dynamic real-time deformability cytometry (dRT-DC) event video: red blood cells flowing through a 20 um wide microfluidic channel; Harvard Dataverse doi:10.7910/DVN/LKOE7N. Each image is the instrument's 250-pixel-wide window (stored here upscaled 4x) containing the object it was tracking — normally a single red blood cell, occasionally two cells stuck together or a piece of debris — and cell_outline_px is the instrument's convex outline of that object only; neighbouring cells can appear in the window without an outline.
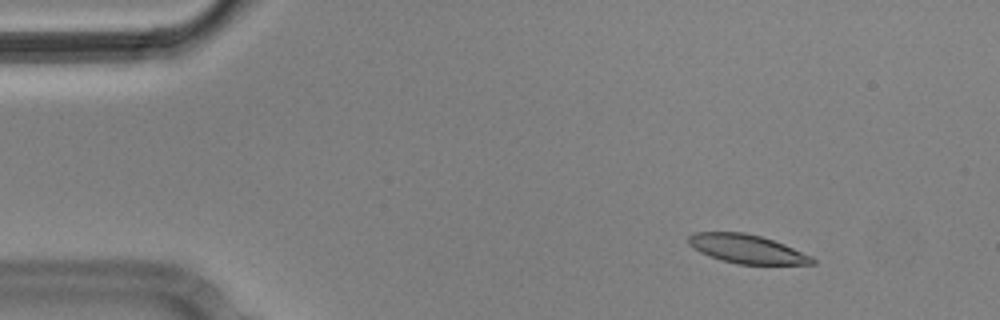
{"species": "Egyptian fruit bat (a non-hibernating species)", "species_latin": "Rousettus aegyptiacus", "temperature_condition": "cold", "stored_images_in_passage": 5, "camera_frame_rate_fps": 3000, "um_per_image_px": 0.085, "animal": {"sex": "male"}, "frame": {"image": 1, "passage_image": 2, "time_ms": 0.333, "image_size_px": [1000, 320], "cell_outline_px": [[816, 264], [736, 264], [720, 260], [708, 256], [700, 252], [688, 244], [688, 236], [692, 232], [744, 232], [760, 236], [784, 244], [812, 256], [816, 260]], "centroid_in_image_um": [63.46, 21.16], "position_along_channel_um": 21.5, "area_um2": 20.81}}